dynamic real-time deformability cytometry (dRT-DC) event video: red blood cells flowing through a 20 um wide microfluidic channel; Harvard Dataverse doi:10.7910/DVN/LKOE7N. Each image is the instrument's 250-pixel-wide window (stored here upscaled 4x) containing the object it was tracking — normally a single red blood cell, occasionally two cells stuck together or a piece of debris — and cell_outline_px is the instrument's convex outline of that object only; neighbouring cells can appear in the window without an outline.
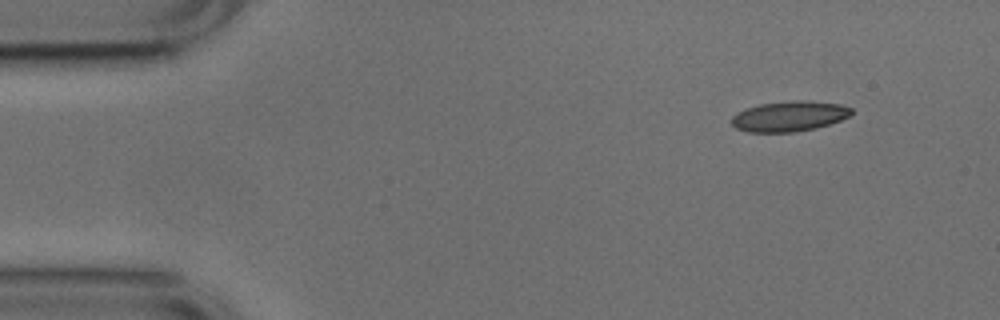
{"species": "common noctule bat (a hibernating species)", "species_latin": "Nyctalus noctula", "temperature_condition": "cold", "stored_images_in_passage": 48, "camera_frame_rate_fps": 3000, "um_per_image_px": 0.085, "animal": {"sex": "male", "body_mass_g": 17.9, "forearm_length_mm": 54.2}, "frame": {"image": 1, "passage_image": 1, "time_ms": 0.0, "image_size_px": [1000, 320], "cell_outline_px": [[852, 112], [848, 116], [840, 120], [816, 128], [792, 132], [748, 132], [736, 128], [732, 124], [732, 116], [748, 108], [760, 104], [796, 100], [808, 100], [840, 104], [852, 108]], "centroid_in_image_um": [67.1, 9.88], "position_along_channel_um": 17.9, "area_um2": 20.92}}
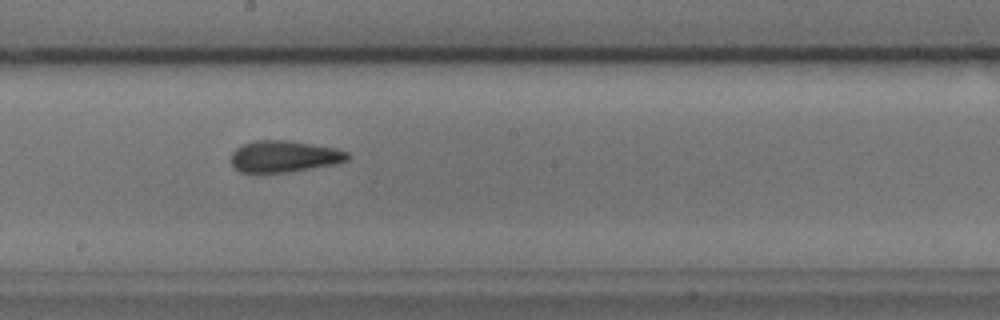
{"frame": {"image": 2, "passage_image": 24, "time_ms": 7.667, "image_size_px": [1000, 320], "cell_outline_px": [[352, 156], [348, 160], [336, 164], [288, 172], [256, 176], [240, 172], [232, 164], [232, 152], [236, 148], [244, 144], [256, 140], [288, 140], [336, 148], [348, 152]], "centroid_in_image_um": [24.14, 13.33], "position_along_channel_um": 224.1, "area_um2": 22.08}}
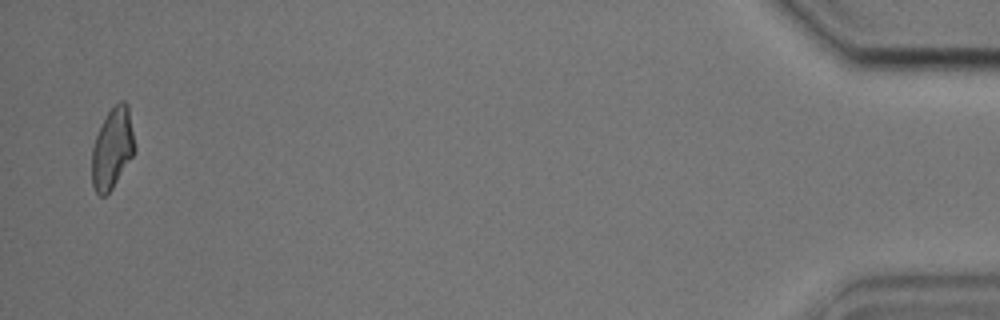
{"frame": {"image": 3, "passage_image": 47, "time_ms": 15.333, "image_size_px": [1000, 320], "cell_outline_px": [[136, 152], [112, 188], [104, 196], [100, 196], [96, 192], [92, 184], [92, 148], [96, 136], [108, 112], [120, 100], [124, 100], [128, 104], [136, 148]], "centroid_in_image_um": [9.57, 12.61], "position_along_channel_um": 425.6, "area_um2": 20.11}, "authors_computed_cell_mechanics": {"area_um2": 21.3282, "velocity_mm_per_s": 3.7849, "shape_relaxation_time_tau1_ms": 6.0955, "shape_relaxation_time_tau2_ms": 2.1323, "deformation_change_tau1": 0.1357, "deformation_change_tau2": 0.0931}}